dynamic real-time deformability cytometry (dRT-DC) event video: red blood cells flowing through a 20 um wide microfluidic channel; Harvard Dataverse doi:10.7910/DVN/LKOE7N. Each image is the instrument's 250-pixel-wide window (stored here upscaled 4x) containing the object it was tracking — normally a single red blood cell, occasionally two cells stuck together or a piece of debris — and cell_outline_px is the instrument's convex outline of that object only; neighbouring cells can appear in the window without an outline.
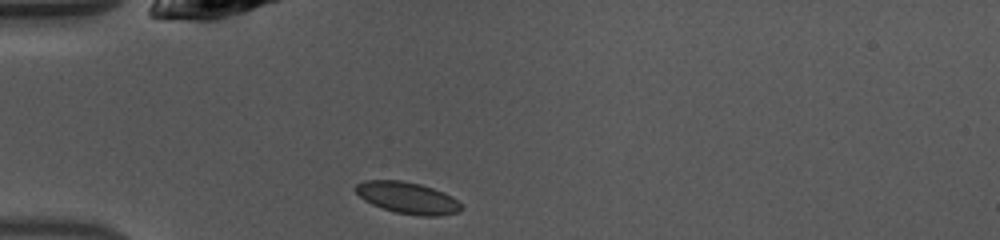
{"species": "common noctule bat (a hibernating species)", "species_latin": "Nyctalus noctula", "temperature_condition": "warm", "stored_images_in_passage": 35, "camera_frame_rate_fps": 3000, "um_per_image_px": 0.085, "animal": {"sex": "female", "body_mass_g": 10.0, "forearm_length_mm": 53.1}, "frame": {"image": 1, "passage_image": 1, "time_ms": 0.0, "image_size_px": [1000, 240], "cell_outline_px": [[464, 208], [460, 212], [436, 216], [420, 216], [396, 212], [372, 204], [364, 200], [352, 188], [356, 184], [364, 180], [400, 180], [420, 184], [444, 192], [452, 196]], "centroid_in_image_um": [34.64, 16.81], "position_along_channel_um": 50.4, "area_um2": 19.48}}
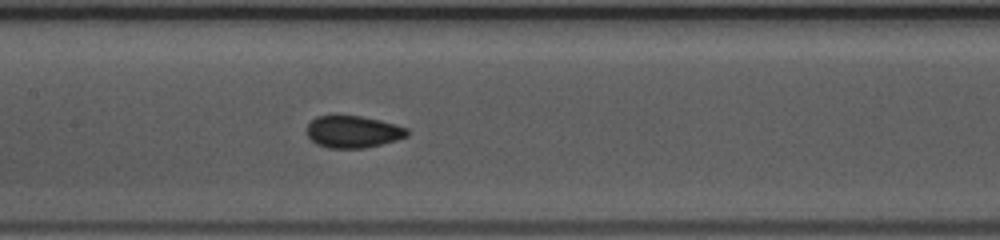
{"frame": {"image": 2, "passage_image": 11, "time_ms": 3.333, "image_size_px": [1000, 240], "cell_outline_px": [[408, 136], [396, 140], [364, 148], [328, 148], [316, 144], [308, 136], [308, 124], [316, 116], [360, 116], [380, 120], [408, 128]], "centroid_in_image_um": [30.01, 11.2], "position_along_channel_um": 177.4, "area_um2": 18.55}}
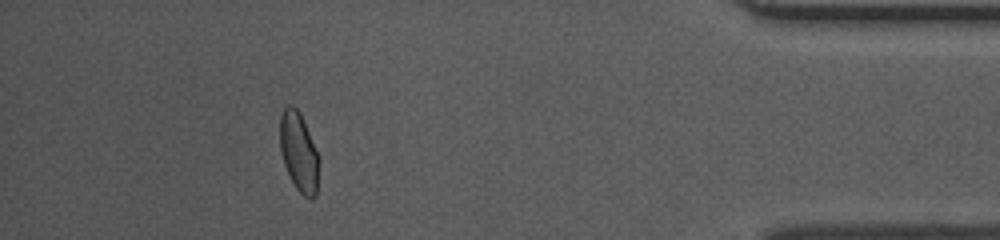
{"frame": {"image": 3, "passage_image": 31, "time_ms": 10.0, "image_size_px": [1000, 240], "cell_outline_px": [[320, 160], [316, 196], [312, 200], [304, 196], [296, 188], [284, 164], [280, 148], [280, 116], [284, 108], [288, 104], [292, 104], [300, 112], [304, 120], [320, 156]], "centroid_in_image_um": [25.43, 12.91], "position_along_channel_um": 409.8, "area_um2": 18.32}, "authors_computed_cell_mechanics": {"area_um2": 18.3226, "velocity_mm_per_s": 4.1784, "shape_relaxation_time_tau1_ms": 3.817, "shape_relaxation_time_tau2_ms": 0.8615, "deformation_change_tau1": 0.109, "deformation_change_tau2": 0.0485}}